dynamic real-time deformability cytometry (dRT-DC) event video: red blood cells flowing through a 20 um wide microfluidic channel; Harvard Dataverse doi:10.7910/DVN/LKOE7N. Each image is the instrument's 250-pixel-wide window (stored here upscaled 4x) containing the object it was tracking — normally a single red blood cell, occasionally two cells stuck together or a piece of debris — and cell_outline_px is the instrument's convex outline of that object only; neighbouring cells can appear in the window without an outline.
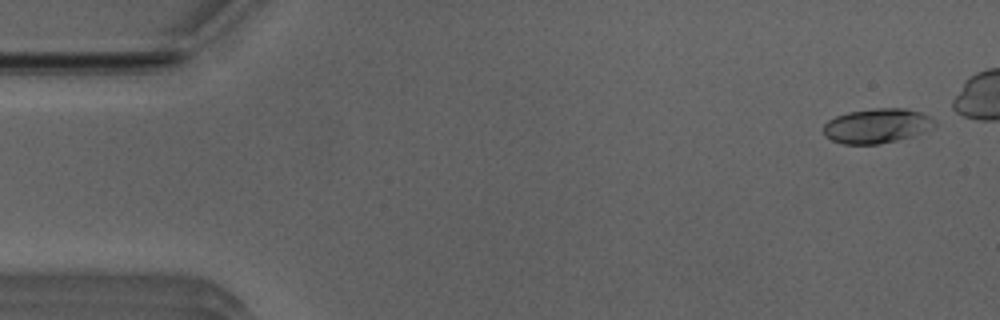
{"species": "Egyptian fruit bat (a non-hibernating species)", "species_latin": "Rousettus aegyptiacus", "temperature_condition": "room temperature", "stored_images_in_passage": 41, "camera_frame_rate_fps": 3000, "um_per_image_px": 0.085, "animal": {"sex": "male"}, "frame": {"image": 1, "passage_image": 2, "time_ms": 0.333, "image_size_px": [1000, 320], "cell_outline_px": [[936, 124], [912, 136], [896, 140], [876, 144], [844, 144], [832, 140], [824, 136], [824, 124], [828, 120], [836, 116], [848, 112], [872, 108], [904, 108], [920, 112], [936, 120]], "centroid_in_image_um": [74.49, 10.68], "position_along_channel_um": 10.5, "area_um2": 22.2}}
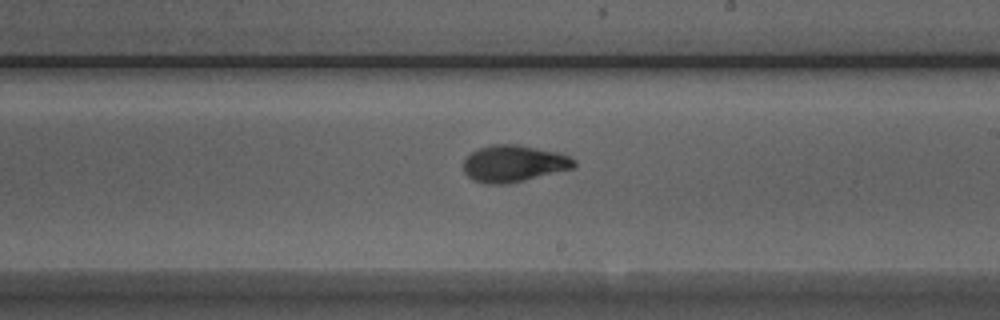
{"frame": {"image": 2, "passage_image": 29, "time_ms": 9.333, "image_size_px": [1000, 320], "cell_outline_px": [[576, 164], [572, 168], [508, 184], [484, 184], [472, 180], [464, 172], [464, 160], [472, 152], [480, 148], [492, 144], [516, 144], [560, 152], [576, 160]], "centroid_in_image_um": [43.65, 13.9], "position_along_channel_um": 245.3, "area_um2": 23.64}}
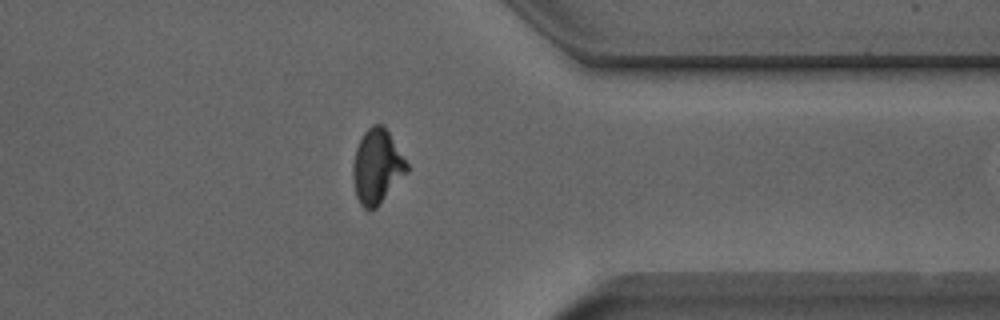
{"frame": {"image": 3, "passage_image": 40, "time_ms": 13.0, "image_size_px": [1000, 320], "cell_outline_px": [[408, 172], [376, 208], [368, 212], [360, 204], [356, 196], [352, 180], [352, 168], [356, 148], [364, 132], [372, 124], [384, 124], [408, 164]], "centroid_in_image_um": [32.03, 14.17], "position_along_channel_um": 379.4, "area_um2": 23.52}}